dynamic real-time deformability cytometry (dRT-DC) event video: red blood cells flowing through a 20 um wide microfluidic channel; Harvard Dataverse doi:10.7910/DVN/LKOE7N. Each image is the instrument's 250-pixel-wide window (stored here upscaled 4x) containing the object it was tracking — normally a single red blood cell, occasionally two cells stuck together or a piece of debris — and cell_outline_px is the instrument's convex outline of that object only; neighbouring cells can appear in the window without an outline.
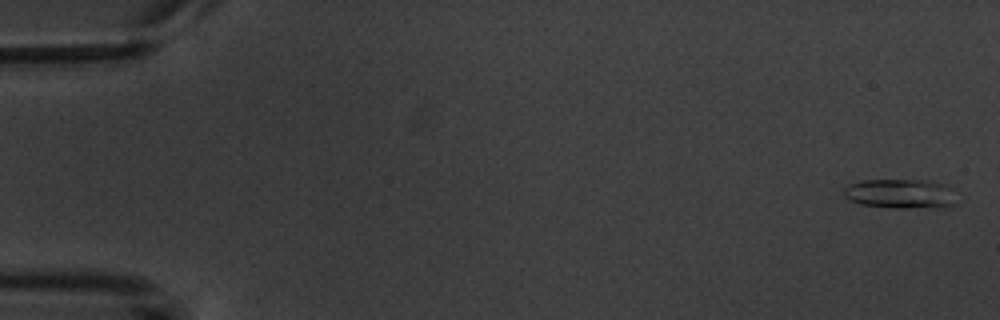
{"species": "common noctule bat (a hibernating species)", "species_latin": "Nyctalus noctula", "temperature_condition": "warm", "stored_images_in_passage": 5, "camera_frame_rate_fps": 3000, "um_per_image_px": 0.085, "animal": {"sex": "male", "body_mass_g": 20.1, "forearm_length_mm": 53.5}, "frame": {"image": 1, "passage_image": 5, "time_ms": 6.0, "image_size_px": [1000, 320], "cell_outline_px": [[956, 204], [944, 208], [892, 208], [860, 204], [848, 200], [844, 196], [844, 188], [848, 184], [864, 180], [928, 180], [944, 184], [952, 188]], "centroid_in_image_um": [76.56, 16.48], "position_along_channel_um": 8.4, "area_um2": 19.77}}